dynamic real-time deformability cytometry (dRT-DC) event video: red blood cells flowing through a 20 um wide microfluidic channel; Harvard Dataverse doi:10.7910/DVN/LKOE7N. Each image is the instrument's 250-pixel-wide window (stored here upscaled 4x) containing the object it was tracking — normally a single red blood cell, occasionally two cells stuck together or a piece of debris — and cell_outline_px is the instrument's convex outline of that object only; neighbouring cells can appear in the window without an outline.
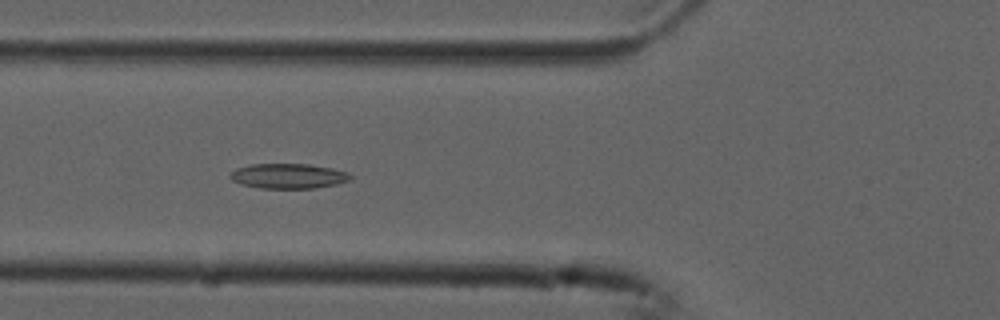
{"species": "common noctule bat (a hibernating species)", "species_latin": "Nyctalus noctula", "temperature_condition": "cold", "stored_images_in_passage": 52, "camera_frame_rate_fps": 3000, "um_per_image_px": 0.085, "animal": {"sex": "male", "forearm_length_mm": 52.5}, "frame": {"image": 1, "passage_image": 18, "time_ms": 5.667, "image_size_px": [1000, 320], "cell_outline_px": [[352, 176], [348, 180], [336, 184], [316, 188], [260, 188], [240, 184], [232, 180], [228, 176], [236, 168], [248, 164], [308, 164], [332, 168], [348, 172]], "centroid_in_image_um": [24.48, 14.96], "position_along_channel_um": 101.3, "area_um2": 17.51}}
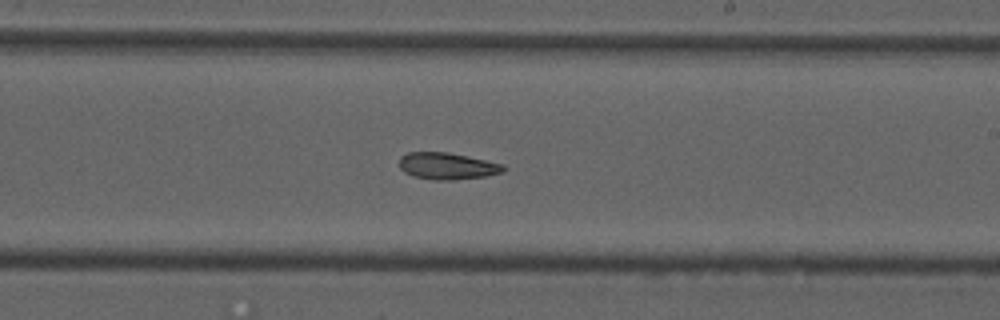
{"frame": {"image": 2, "passage_image": 30, "time_ms": 9.667, "image_size_px": [1000, 320], "cell_outline_px": [[508, 168], [504, 172], [488, 176], [452, 180], [432, 180], [412, 176], [404, 172], [400, 168], [400, 156], [408, 152], [448, 152], [468, 156], [504, 164]], "centroid_in_image_um": [38.05, 14.12], "position_along_channel_um": 250.9, "area_um2": 16.53}}
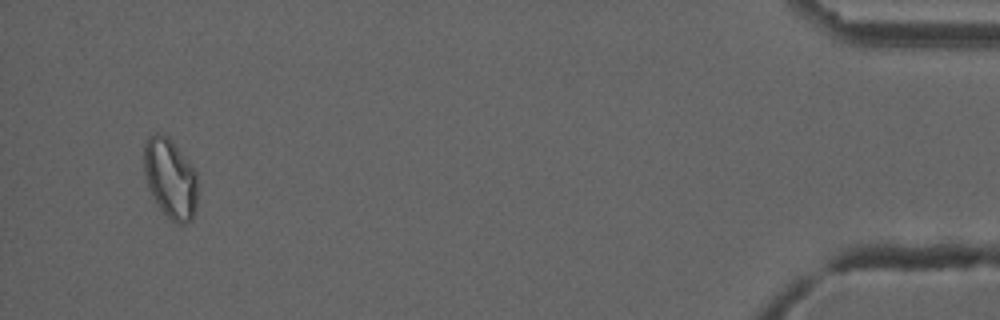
{"frame": {"image": 3, "passage_image": 50, "time_ms": 16.333, "image_size_px": [1000, 320], "cell_outline_px": [[196, 208], [192, 220], [184, 224], [176, 224], [156, 204], [152, 196], [144, 172], [144, 144], [148, 136], [156, 132], [164, 132], [172, 140], [196, 172]], "centroid_in_image_um": [14.46, 15.14], "position_along_channel_um": 420.7, "area_um2": 24.97}, "authors_computed_cell_mechanics": {"area_um2": 18.6405, "velocity_mm_per_s": 3.741, "shape_relaxation_time_tau1_ms": null, "shape_relaxation_time_tau2_ms": 9.1389, "deformation_change_tau1": null, "deformation_change_tau2": 0.1681}}